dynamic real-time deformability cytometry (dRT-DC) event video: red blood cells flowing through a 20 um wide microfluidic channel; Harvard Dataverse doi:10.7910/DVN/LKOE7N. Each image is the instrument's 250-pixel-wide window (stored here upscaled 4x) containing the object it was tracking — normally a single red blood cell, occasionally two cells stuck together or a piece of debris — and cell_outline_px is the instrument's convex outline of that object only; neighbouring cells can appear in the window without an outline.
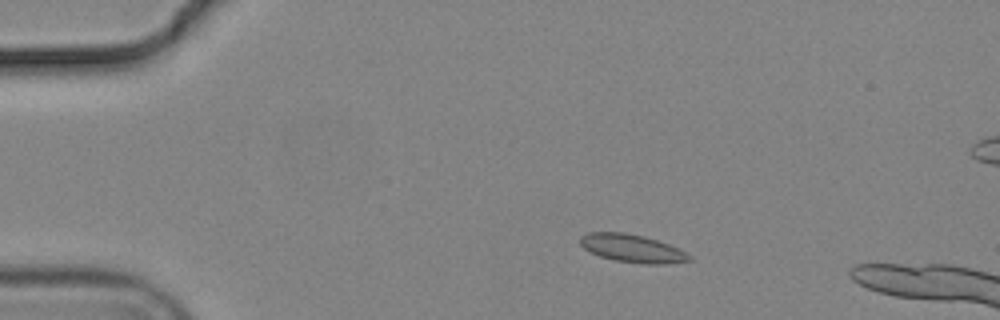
{"species": "common noctule bat (a hibernating species)", "species_latin": "Nyctalus noctula", "temperature_condition": "cold", "stored_images_in_passage": 55, "camera_frame_rate_fps": 3000, "um_per_image_px": 0.085, "animal": {"sex": "male", "body_mass_g": 19.2, "forearm_length_mm": 51.8}, "frame": {"image": 1, "passage_image": 9, "time_ms": 2.667, "image_size_px": [1000, 320], "cell_outline_px": [[692, 260], [668, 264], [644, 264], [616, 260], [600, 256], [584, 248], [580, 244], [580, 236], [588, 232], [624, 232], [644, 236], [668, 244], [692, 256]], "centroid_in_image_um": [53.73, 21.11], "position_along_channel_um": 31.3, "area_um2": 17.63}}
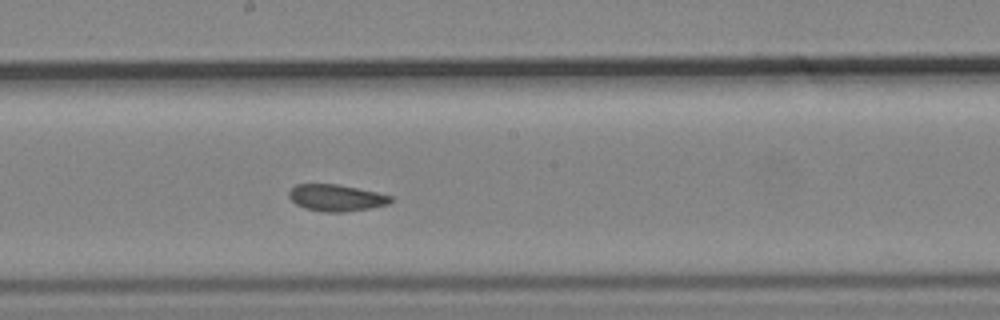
{"frame": {"image": 2, "passage_image": 29, "time_ms": 9.333, "image_size_px": [1000, 320], "cell_outline_px": [[392, 200], [388, 204], [368, 208], [344, 212], [324, 212], [304, 208], [296, 204], [288, 196], [288, 192], [296, 184], [336, 184], [376, 192], [392, 196]], "centroid_in_image_um": [28.54, 16.81], "position_along_channel_um": 219.7, "area_um2": 15.66}}
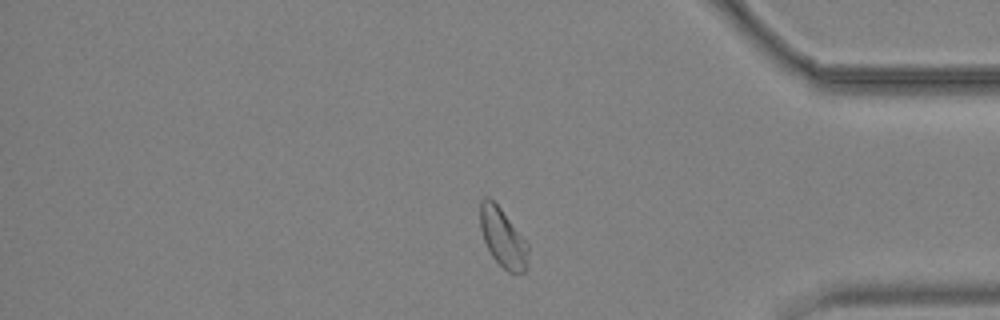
{"frame": {"image": 3, "passage_image": 45, "time_ms": 14.667, "image_size_px": [1000, 320], "cell_outline_px": [[528, 268], [524, 272], [508, 272], [492, 256], [484, 240], [480, 228], [480, 200], [484, 196], [488, 196], [500, 208], [528, 244]], "centroid_in_image_um": [42.73, 20.2], "position_along_channel_um": 392.5, "area_um2": 16.24}, "authors_computed_cell_mechanics": {"area_um2": 16.5308, "velocity_mm_per_s": 3.6874, "shape_relaxation_time_tau1_ms": 8.2373, "shape_relaxation_time_tau2_ms": 2.5539, "deformation_change_tau1": 0.1227, "deformation_change_tau2": 0.0517}}